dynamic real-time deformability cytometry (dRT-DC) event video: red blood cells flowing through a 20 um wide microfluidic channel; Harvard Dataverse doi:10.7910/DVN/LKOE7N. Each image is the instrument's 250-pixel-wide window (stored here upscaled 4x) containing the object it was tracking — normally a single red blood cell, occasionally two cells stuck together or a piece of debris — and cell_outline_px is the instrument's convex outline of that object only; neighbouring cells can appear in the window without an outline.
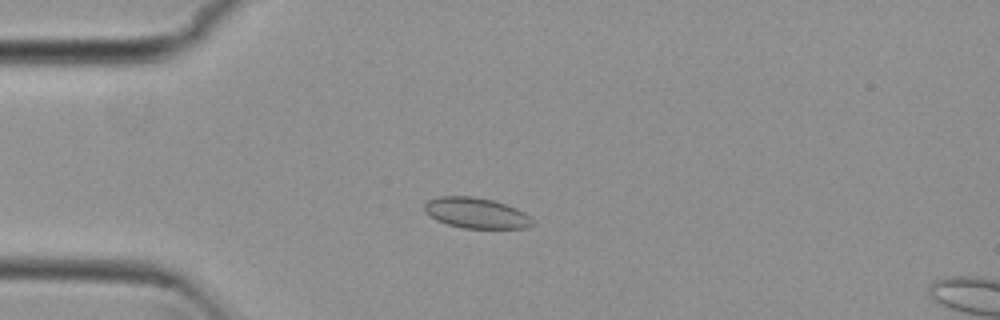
{"species": "common noctule bat (a hibernating species)", "species_latin": "Nyctalus noctula", "temperature_condition": "cold", "stored_images_in_passage": 54, "camera_frame_rate_fps": 3000, "um_per_image_px": 0.085, "animal": {"sex": "female", "body_mass_g": 29.2, "forearm_length_mm": 56.3}, "frame": {"image": 1, "passage_image": 14, "time_ms": 4.333, "image_size_px": [1000, 320], "cell_outline_px": [[532, 224], [528, 228], [464, 228], [448, 224], [436, 220], [424, 212], [424, 204], [428, 200], [440, 196], [472, 196], [492, 200], [516, 208], [524, 212], [532, 220]], "centroid_in_image_um": [40.44, 18.1], "position_along_channel_um": 44.6, "area_um2": 19.13}}
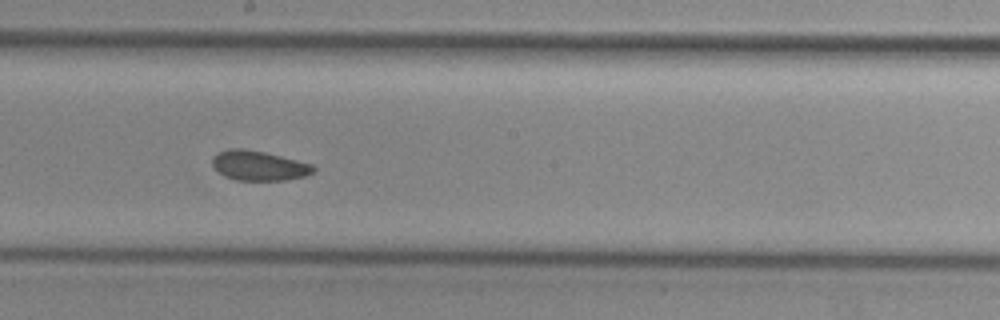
{"frame": {"image": 2, "passage_image": 30, "time_ms": 9.667, "image_size_px": [1000, 320], "cell_outline_px": [[316, 172], [304, 176], [288, 180], [236, 180], [224, 176], [212, 164], [212, 156], [216, 152], [228, 148], [244, 148], [264, 152], [312, 164], [316, 168]], "centroid_in_image_um": [21.99, 14.07], "position_along_channel_um": 226.2, "area_um2": 17.63}}
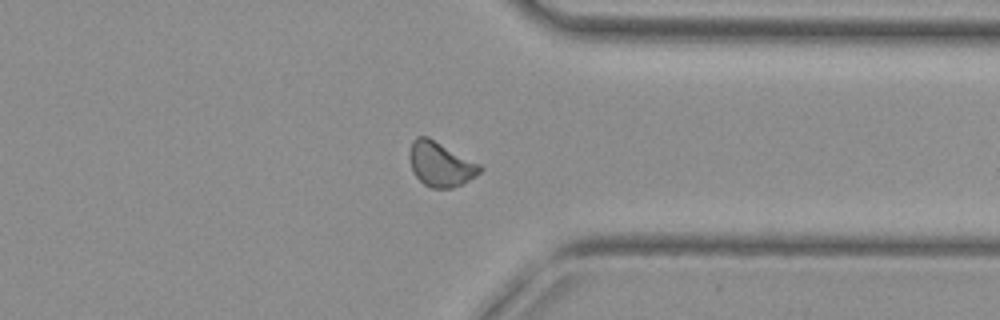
{"frame": {"image": 3, "passage_image": 42, "time_ms": 13.667, "image_size_px": [1000, 320], "cell_outline_px": [[484, 168], [480, 172], [468, 180], [452, 188], [432, 188], [424, 184], [412, 172], [408, 156], [412, 140], [416, 136], [428, 136], [480, 164]], "centroid_in_image_um": [37.41, 13.93], "position_along_channel_um": 374.0, "area_um2": 18.32}, "authors_computed_cell_mechanics": {"area_um2": 18.1781, "velocity_mm_per_s": 3.78, "shape_relaxation_time_tau1_ms": null, "shape_relaxation_time_tau2_ms": 2.528, "deformation_change_tau1": null, "deformation_change_tau2": 0.0701}}